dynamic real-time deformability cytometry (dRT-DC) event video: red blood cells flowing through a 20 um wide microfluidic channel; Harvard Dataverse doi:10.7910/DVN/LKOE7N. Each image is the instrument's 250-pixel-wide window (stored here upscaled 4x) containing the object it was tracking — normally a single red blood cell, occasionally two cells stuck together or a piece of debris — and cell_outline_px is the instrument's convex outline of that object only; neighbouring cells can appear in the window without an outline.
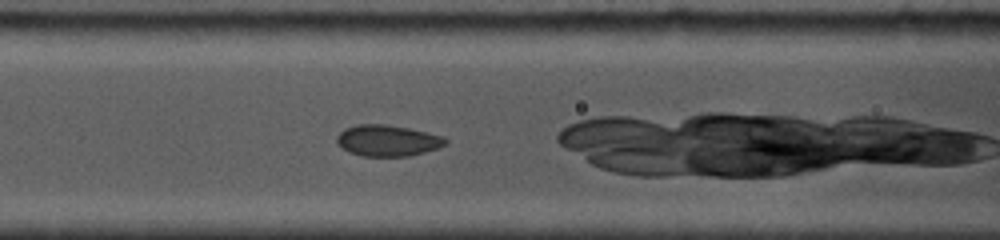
{"species": "common noctule bat (a hibernating species)", "species_latin": "Nyctalus noctula", "temperature_condition": "cold", "stored_images_in_passage": 33, "camera_frame_rate_fps": 5000, "um_per_image_px": 0.085, "animal": {"sex": "female", "body_mass_g": 19.0, "forearm_length_mm": 53.3}, "frame": {"image": 1, "passage_image": 6, "time_ms": 1.6, "image_size_px": [1000, 240], "cell_outline_px": [[448, 140], [444, 144], [436, 148], [424, 152], [408, 156], [364, 156], [348, 152], [340, 148], [336, 144], [336, 136], [344, 128], [356, 124], [388, 124], [428, 132], [444, 136]], "centroid_in_image_um": [32.88, 11.94], "position_along_channel_um": 133.7, "area_um2": 19.94}}
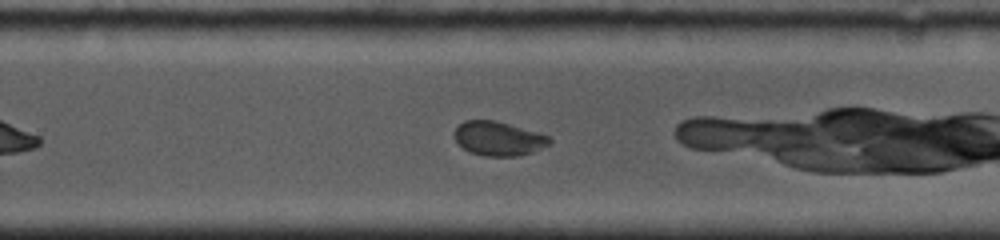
{"frame": {"image": 2, "passage_image": 19, "time_ms": 5.6, "image_size_px": [1000, 240], "cell_outline_px": [[552, 140], [548, 144], [532, 152], [516, 156], [484, 156], [468, 152], [452, 136], [452, 132], [464, 120], [496, 120], [540, 132], [548, 136]], "centroid_in_image_um": [42.34, 11.76], "position_along_channel_um": 287.5, "area_um2": 19.07}}